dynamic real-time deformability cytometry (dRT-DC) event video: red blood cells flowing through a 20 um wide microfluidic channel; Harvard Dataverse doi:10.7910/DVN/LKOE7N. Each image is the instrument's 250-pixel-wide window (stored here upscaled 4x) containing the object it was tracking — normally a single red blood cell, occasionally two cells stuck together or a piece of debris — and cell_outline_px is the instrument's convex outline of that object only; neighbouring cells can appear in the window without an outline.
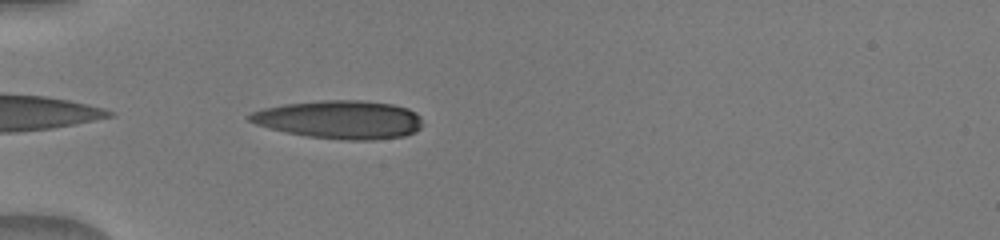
{"species": "human", "species_latin": "Homo sapiens", "temperature_condition": "warm", "stored_images_in_passage": 33, "camera_frame_rate_fps": 3000, "um_per_image_px": 0.085, "donor": {"sex": "male"}, "frame": {"image": 1, "passage_image": 1, "time_ms": 0.0, "image_size_px": [1000, 240], "cell_outline_px": [[424, 124], [416, 132], [404, 136], [372, 140], [344, 140], [308, 136], [268, 128], [256, 124], [248, 120], [244, 116], [252, 112], [264, 108], [284, 104], [320, 100], [360, 100], [392, 104], [408, 108], [416, 112], [420, 116]], "centroid_in_image_um": [28.9, 10.16], "position_along_channel_um": 56.1, "area_um2": 38.84}}
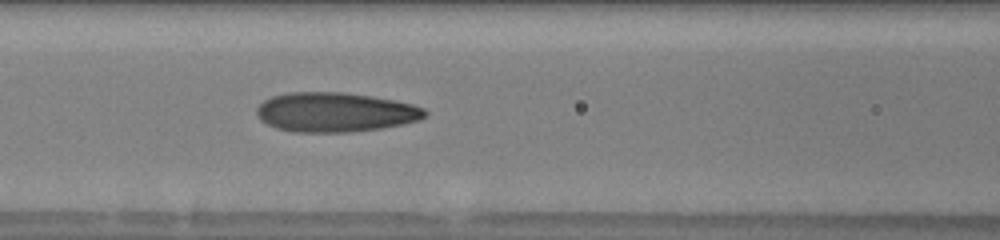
{"frame": {"image": 2, "passage_image": 8, "time_ms": 2.333, "image_size_px": [1000, 240], "cell_outline_px": [[428, 112], [420, 120], [404, 124], [380, 128], [352, 132], [292, 132], [276, 128], [260, 120], [256, 116], [256, 108], [264, 100], [272, 96], [288, 92], [340, 92], [372, 96], [396, 100], [412, 104], [424, 108]], "centroid_in_image_um": [28.48, 9.54], "position_along_channel_um": 138.1, "area_um2": 38.96}}
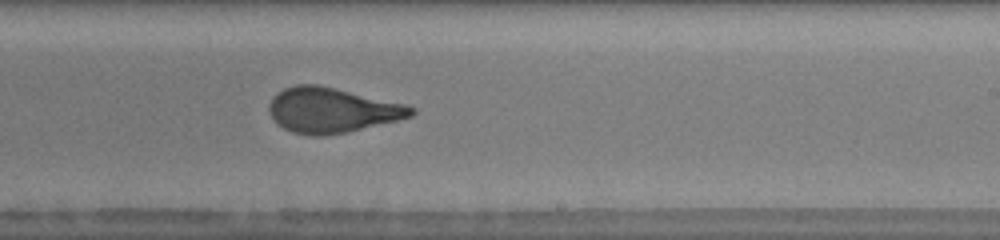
{"frame": {"image": 3, "passage_image": 17, "time_ms": 5.333, "image_size_px": [1000, 240], "cell_outline_px": [[416, 112], [412, 116], [396, 120], [344, 132], [324, 136], [312, 136], [292, 132], [284, 128], [268, 112], [268, 104], [272, 96], [284, 88], [296, 84], [320, 84], [408, 104], [416, 108]], "centroid_in_image_um": [28.21, 9.34], "position_along_channel_um": 260.8, "area_um2": 37.4}}